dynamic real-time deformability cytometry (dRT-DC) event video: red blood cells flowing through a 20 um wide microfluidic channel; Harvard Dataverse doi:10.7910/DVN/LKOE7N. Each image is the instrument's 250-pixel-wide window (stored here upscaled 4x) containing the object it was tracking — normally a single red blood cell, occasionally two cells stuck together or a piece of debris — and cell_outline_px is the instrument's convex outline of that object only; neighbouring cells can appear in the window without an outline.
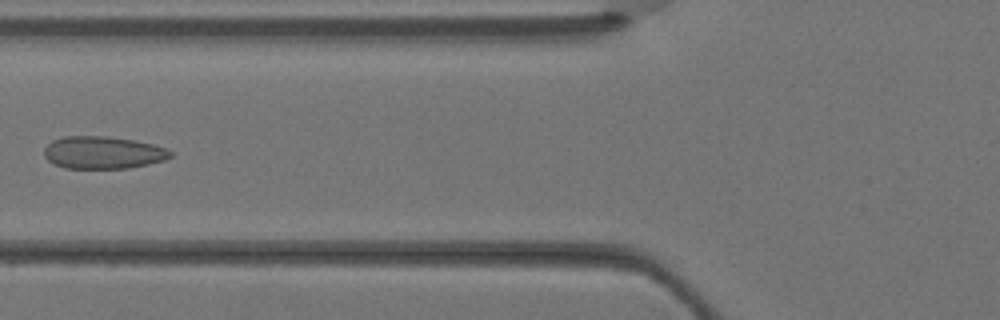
{"species": "Egyptian fruit bat (a non-hibernating species)", "species_latin": "Rousettus aegyptiacus", "temperature_condition": "warm", "stored_images_in_passage": 5, "camera_frame_rate_fps": 3000, "um_per_image_px": 0.085, "animal": {"sex": "female"}, "frame": {"image": 1, "passage_image": 5, "time_ms": 1.333, "image_size_px": [1000, 320], "cell_outline_px": [[172, 156], [164, 160], [148, 164], [128, 168], [64, 168], [48, 160], [44, 156], [44, 148], [52, 140], [64, 136], [108, 136], [132, 140], [152, 144], [164, 148], [172, 152]], "centroid_in_image_um": [8.73, 12.96], "position_along_channel_um": 117.1, "area_um2": 23.76}}